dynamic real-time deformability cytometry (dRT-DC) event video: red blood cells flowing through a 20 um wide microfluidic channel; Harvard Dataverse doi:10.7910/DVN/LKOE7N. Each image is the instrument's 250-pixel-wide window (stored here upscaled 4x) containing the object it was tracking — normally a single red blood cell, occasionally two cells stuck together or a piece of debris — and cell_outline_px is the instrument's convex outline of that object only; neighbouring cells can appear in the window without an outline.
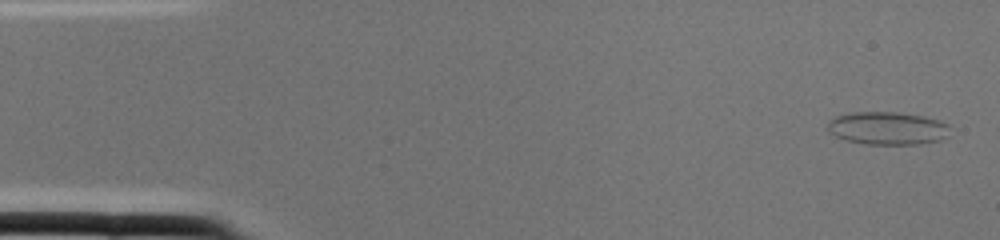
{"species": "common noctule bat (a hibernating species)", "species_latin": "Nyctalus noctula", "temperature_condition": "cold", "stored_images_in_passage": 2, "camera_frame_rate_fps": 3000, "um_per_image_px": 0.085, "animal": {"sex": "female", "body_mass_g": 22.0, "forearm_length_mm": 56.7}, "frame": {"image": 1, "passage_image": 1, "time_ms": 0.0, "image_size_px": [1000, 240], "cell_outline_px": [[948, 136], [940, 140], [920, 144], [868, 144], [848, 140], [836, 136], [828, 132], [828, 120], [836, 116], [852, 112], [896, 112], [924, 116], [940, 120], [948, 124]], "centroid_in_image_um": [75.44, 10.89], "position_along_channel_um": 9.6, "area_um2": 23.47}}
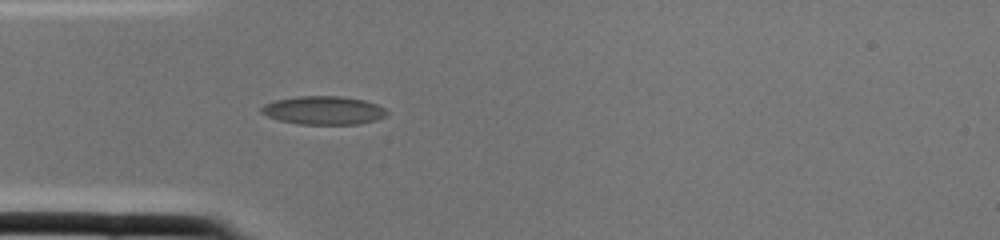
{"frame": {"image": 2, "passage_image": 2, "time_ms": 0.333, "image_size_px": [1000, 240], "cell_outline_px": [[388, 112], [384, 116], [376, 120], [360, 124], [300, 124], [280, 120], [268, 116], [260, 112], [260, 108], [264, 104], [276, 100], [300, 96], [340, 96], [364, 100], [376, 104], [384, 108]], "centroid_in_image_um": [27.5, 9.38], "position_along_channel_um": 57.5, "area_um2": 20.63}}